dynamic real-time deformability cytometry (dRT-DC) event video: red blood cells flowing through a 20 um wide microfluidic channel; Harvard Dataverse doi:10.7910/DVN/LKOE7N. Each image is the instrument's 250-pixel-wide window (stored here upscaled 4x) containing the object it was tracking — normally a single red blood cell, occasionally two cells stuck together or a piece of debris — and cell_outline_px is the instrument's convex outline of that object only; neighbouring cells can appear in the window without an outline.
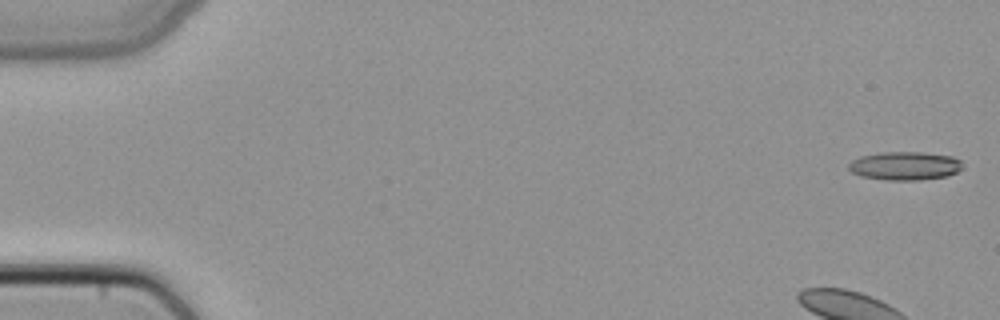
{"species": "common noctule bat (a hibernating species)", "species_latin": "Nyctalus noctula", "temperature_condition": "cold", "stored_images_in_passage": 8, "camera_frame_rate_fps": 3000, "um_per_image_px": 0.085, "animal": {"sex": "female", "body_mass_g": 22.7, "forearm_length_mm": 54.2}, "frame": {"image": 1, "passage_image": 1, "time_ms": 0.0, "image_size_px": [1000, 320], "cell_outline_px": [[964, 168], [948, 176], [920, 180], [888, 180], [860, 176], [852, 172], [848, 168], [848, 164], [852, 160], [860, 156], [880, 152], [920, 152], [952, 156], [960, 160], [964, 164]], "centroid_in_image_um": [76.93, 14.1], "position_along_channel_um": 8.1, "area_um2": 19.07}}